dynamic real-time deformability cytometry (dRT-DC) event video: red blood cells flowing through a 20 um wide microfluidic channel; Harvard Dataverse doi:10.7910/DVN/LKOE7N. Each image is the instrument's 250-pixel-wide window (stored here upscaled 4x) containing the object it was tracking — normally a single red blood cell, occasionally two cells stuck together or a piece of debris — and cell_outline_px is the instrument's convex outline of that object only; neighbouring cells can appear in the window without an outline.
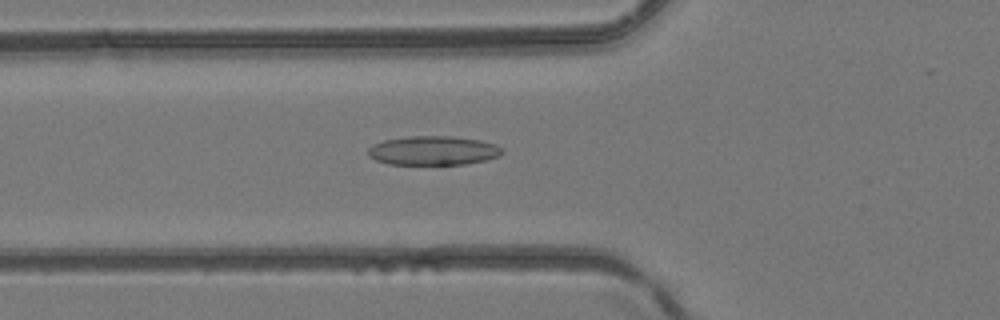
{"species": "common noctule bat (a hibernating species)", "species_latin": "Nyctalus noctula", "temperature_condition": "room temperature", "stored_images_in_passage": 49, "camera_frame_rate_fps": 3000, "um_per_image_px": 0.085, "animal": {"sex": "female", "body_mass_g": 24.6, "forearm_length_mm": 56.2}, "frame": {"image": 1, "passage_image": 18, "time_ms": 5.667, "image_size_px": [1000, 320], "cell_outline_px": [[504, 152], [500, 156], [488, 160], [464, 164], [388, 164], [376, 160], [368, 156], [368, 148], [372, 144], [384, 140], [408, 136], [452, 136], [480, 140], [496, 144]], "centroid_in_image_um": [36.82, 12.79], "position_along_channel_um": 89.0, "area_um2": 22.89}}
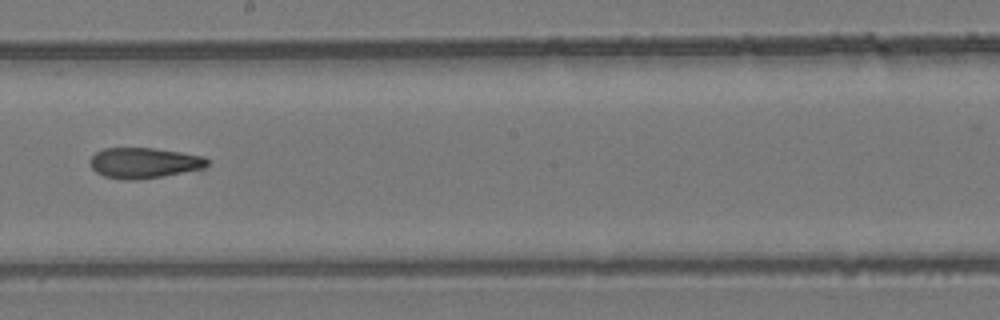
{"frame": {"image": 2, "passage_image": 28, "time_ms": 9.0, "image_size_px": [1000, 320], "cell_outline_px": [[208, 164], [204, 168], [160, 176], [136, 180], [124, 180], [104, 176], [96, 172], [92, 168], [88, 160], [96, 152], [104, 148], [152, 148], [180, 152], [204, 156], [208, 160]], "centroid_in_image_um": [12.2, 13.84], "position_along_channel_um": 236.0, "area_um2": 20.75}}
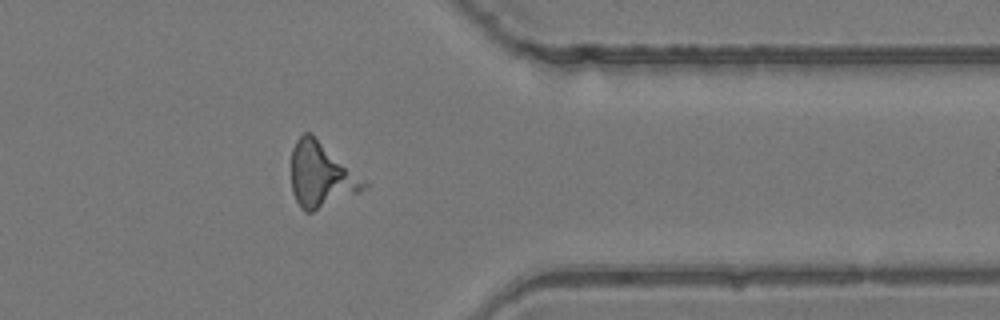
{"frame": {"image": 3, "passage_image": 39, "time_ms": 12.667, "image_size_px": [1000, 320], "cell_outline_px": [[368, 184], [364, 188], [356, 192], [312, 212], [304, 212], [300, 208], [292, 192], [292, 148], [296, 140], [304, 132], [308, 132], [364, 180]], "centroid_in_image_um": [27.22, 14.9], "position_along_channel_um": 384.2, "area_um2": 26.24}}